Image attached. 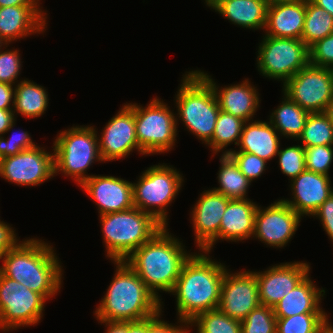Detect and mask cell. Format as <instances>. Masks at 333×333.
I'll return each instance as SVG.
<instances>
[{
	"instance_id": "obj_1",
	"label": "cell",
	"mask_w": 333,
	"mask_h": 333,
	"mask_svg": "<svg viewBox=\"0 0 333 333\" xmlns=\"http://www.w3.org/2000/svg\"><path fill=\"white\" fill-rule=\"evenodd\" d=\"M210 257L209 252L198 251L184 263L170 292L176 297L178 320L189 323L198 314L218 308L227 267Z\"/></svg>"
},
{
	"instance_id": "obj_2",
	"label": "cell",
	"mask_w": 333,
	"mask_h": 333,
	"mask_svg": "<svg viewBox=\"0 0 333 333\" xmlns=\"http://www.w3.org/2000/svg\"><path fill=\"white\" fill-rule=\"evenodd\" d=\"M54 248L42 239H23L0 258V273L41 294L46 300L53 298L60 292L64 271Z\"/></svg>"
},
{
	"instance_id": "obj_3",
	"label": "cell",
	"mask_w": 333,
	"mask_h": 333,
	"mask_svg": "<svg viewBox=\"0 0 333 333\" xmlns=\"http://www.w3.org/2000/svg\"><path fill=\"white\" fill-rule=\"evenodd\" d=\"M167 228L160 229L124 260L162 305L159 291L170 293L173 290L184 263L193 254L187 252L182 241Z\"/></svg>"
},
{
	"instance_id": "obj_4",
	"label": "cell",
	"mask_w": 333,
	"mask_h": 333,
	"mask_svg": "<svg viewBox=\"0 0 333 333\" xmlns=\"http://www.w3.org/2000/svg\"><path fill=\"white\" fill-rule=\"evenodd\" d=\"M113 264L116 265L114 277L94 311L97 321H138L164 308L125 261H113Z\"/></svg>"
},
{
	"instance_id": "obj_5",
	"label": "cell",
	"mask_w": 333,
	"mask_h": 333,
	"mask_svg": "<svg viewBox=\"0 0 333 333\" xmlns=\"http://www.w3.org/2000/svg\"><path fill=\"white\" fill-rule=\"evenodd\" d=\"M182 76L174 101L177 128L181 120L188 132L207 144L220 113L218 100L210 83L197 70L187 71Z\"/></svg>"
},
{
	"instance_id": "obj_6",
	"label": "cell",
	"mask_w": 333,
	"mask_h": 333,
	"mask_svg": "<svg viewBox=\"0 0 333 333\" xmlns=\"http://www.w3.org/2000/svg\"><path fill=\"white\" fill-rule=\"evenodd\" d=\"M99 218L106 257L112 262L124 261L163 228L150 214L135 206Z\"/></svg>"
},
{
	"instance_id": "obj_7",
	"label": "cell",
	"mask_w": 333,
	"mask_h": 333,
	"mask_svg": "<svg viewBox=\"0 0 333 333\" xmlns=\"http://www.w3.org/2000/svg\"><path fill=\"white\" fill-rule=\"evenodd\" d=\"M53 145L54 175L61 172L80 186L92 175L87 170L94 162H102L98 132L94 126L76 125L59 131ZM87 174V175H86Z\"/></svg>"
},
{
	"instance_id": "obj_8",
	"label": "cell",
	"mask_w": 333,
	"mask_h": 333,
	"mask_svg": "<svg viewBox=\"0 0 333 333\" xmlns=\"http://www.w3.org/2000/svg\"><path fill=\"white\" fill-rule=\"evenodd\" d=\"M132 183L133 205L168 227L167 208L179 195L184 176L172 165L159 163L144 170Z\"/></svg>"
},
{
	"instance_id": "obj_9",
	"label": "cell",
	"mask_w": 333,
	"mask_h": 333,
	"mask_svg": "<svg viewBox=\"0 0 333 333\" xmlns=\"http://www.w3.org/2000/svg\"><path fill=\"white\" fill-rule=\"evenodd\" d=\"M173 111L157 97L150 100L145 107L134 103L137 141L146 156L174 149L178 129Z\"/></svg>"
},
{
	"instance_id": "obj_10",
	"label": "cell",
	"mask_w": 333,
	"mask_h": 333,
	"mask_svg": "<svg viewBox=\"0 0 333 333\" xmlns=\"http://www.w3.org/2000/svg\"><path fill=\"white\" fill-rule=\"evenodd\" d=\"M258 45L256 68L269 79L284 84L309 64V47L300 39L263 35Z\"/></svg>"
},
{
	"instance_id": "obj_11",
	"label": "cell",
	"mask_w": 333,
	"mask_h": 333,
	"mask_svg": "<svg viewBox=\"0 0 333 333\" xmlns=\"http://www.w3.org/2000/svg\"><path fill=\"white\" fill-rule=\"evenodd\" d=\"M46 301L41 294L0 273V330L7 332L38 324Z\"/></svg>"
},
{
	"instance_id": "obj_12",
	"label": "cell",
	"mask_w": 333,
	"mask_h": 333,
	"mask_svg": "<svg viewBox=\"0 0 333 333\" xmlns=\"http://www.w3.org/2000/svg\"><path fill=\"white\" fill-rule=\"evenodd\" d=\"M283 85L282 92L309 113L325 112L333 99V71L308 64Z\"/></svg>"
},
{
	"instance_id": "obj_13",
	"label": "cell",
	"mask_w": 333,
	"mask_h": 333,
	"mask_svg": "<svg viewBox=\"0 0 333 333\" xmlns=\"http://www.w3.org/2000/svg\"><path fill=\"white\" fill-rule=\"evenodd\" d=\"M37 145L0 159V177L21 186H38L54 175V153Z\"/></svg>"
},
{
	"instance_id": "obj_14",
	"label": "cell",
	"mask_w": 333,
	"mask_h": 333,
	"mask_svg": "<svg viewBox=\"0 0 333 333\" xmlns=\"http://www.w3.org/2000/svg\"><path fill=\"white\" fill-rule=\"evenodd\" d=\"M302 217L281 199L264 209L258 205L254 234L267 247L284 248L294 237Z\"/></svg>"
},
{
	"instance_id": "obj_15",
	"label": "cell",
	"mask_w": 333,
	"mask_h": 333,
	"mask_svg": "<svg viewBox=\"0 0 333 333\" xmlns=\"http://www.w3.org/2000/svg\"><path fill=\"white\" fill-rule=\"evenodd\" d=\"M101 131L98 144L104 163L125 159L133 150L146 155L137 141L133 102L122 105Z\"/></svg>"
},
{
	"instance_id": "obj_16",
	"label": "cell",
	"mask_w": 333,
	"mask_h": 333,
	"mask_svg": "<svg viewBox=\"0 0 333 333\" xmlns=\"http://www.w3.org/2000/svg\"><path fill=\"white\" fill-rule=\"evenodd\" d=\"M244 270L233 273L226 269L218 306L220 311L239 321L260 305L255 271Z\"/></svg>"
},
{
	"instance_id": "obj_17",
	"label": "cell",
	"mask_w": 333,
	"mask_h": 333,
	"mask_svg": "<svg viewBox=\"0 0 333 333\" xmlns=\"http://www.w3.org/2000/svg\"><path fill=\"white\" fill-rule=\"evenodd\" d=\"M200 194L190 217L197 248L210 253L219 241L221 219L230 199L212 189L204 190Z\"/></svg>"
},
{
	"instance_id": "obj_18",
	"label": "cell",
	"mask_w": 333,
	"mask_h": 333,
	"mask_svg": "<svg viewBox=\"0 0 333 333\" xmlns=\"http://www.w3.org/2000/svg\"><path fill=\"white\" fill-rule=\"evenodd\" d=\"M310 263L285 262L255 271L261 305L275 307L278 302L310 274Z\"/></svg>"
},
{
	"instance_id": "obj_19",
	"label": "cell",
	"mask_w": 333,
	"mask_h": 333,
	"mask_svg": "<svg viewBox=\"0 0 333 333\" xmlns=\"http://www.w3.org/2000/svg\"><path fill=\"white\" fill-rule=\"evenodd\" d=\"M80 187L96 203L99 216L134 207L131 181L109 175H92Z\"/></svg>"
},
{
	"instance_id": "obj_20",
	"label": "cell",
	"mask_w": 333,
	"mask_h": 333,
	"mask_svg": "<svg viewBox=\"0 0 333 333\" xmlns=\"http://www.w3.org/2000/svg\"><path fill=\"white\" fill-rule=\"evenodd\" d=\"M331 177L304 170L291 180V199H281L301 217L311 216L333 193Z\"/></svg>"
},
{
	"instance_id": "obj_21",
	"label": "cell",
	"mask_w": 333,
	"mask_h": 333,
	"mask_svg": "<svg viewBox=\"0 0 333 333\" xmlns=\"http://www.w3.org/2000/svg\"><path fill=\"white\" fill-rule=\"evenodd\" d=\"M42 6L0 7V37L7 43L32 34H43L47 29V15Z\"/></svg>"
},
{
	"instance_id": "obj_22",
	"label": "cell",
	"mask_w": 333,
	"mask_h": 333,
	"mask_svg": "<svg viewBox=\"0 0 333 333\" xmlns=\"http://www.w3.org/2000/svg\"><path fill=\"white\" fill-rule=\"evenodd\" d=\"M211 85L219 103L220 110L239 117L244 121H252L258 107L260 98L257 87L245 78L239 84L219 87L212 76L202 70H197Z\"/></svg>"
},
{
	"instance_id": "obj_23",
	"label": "cell",
	"mask_w": 333,
	"mask_h": 333,
	"mask_svg": "<svg viewBox=\"0 0 333 333\" xmlns=\"http://www.w3.org/2000/svg\"><path fill=\"white\" fill-rule=\"evenodd\" d=\"M305 13L306 0L268 5L264 35L301 40Z\"/></svg>"
},
{
	"instance_id": "obj_24",
	"label": "cell",
	"mask_w": 333,
	"mask_h": 333,
	"mask_svg": "<svg viewBox=\"0 0 333 333\" xmlns=\"http://www.w3.org/2000/svg\"><path fill=\"white\" fill-rule=\"evenodd\" d=\"M257 207L249 198L230 199L221 219L219 240L241 242L252 238Z\"/></svg>"
},
{
	"instance_id": "obj_25",
	"label": "cell",
	"mask_w": 333,
	"mask_h": 333,
	"mask_svg": "<svg viewBox=\"0 0 333 333\" xmlns=\"http://www.w3.org/2000/svg\"><path fill=\"white\" fill-rule=\"evenodd\" d=\"M309 274L273 307L276 318H288L303 313H326L321 301L325 289L319 288Z\"/></svg>"
},
{
	"instance_id": "obj_26",
	"label": "cell",
	"mask_w": 333,
	"mask_h": 333,
	"mask_svg": "<svg viewBox=\"0 0 333 333\" xmlns=\"http://www.w3.org/2000/svg\"><path fill=\"white\" fill-rule=\"evenodd\" d=\"M280 144V134L270 121L252 120L244 124L239 149H228V153L247 152L268 162L276 157Z\"/></svg>"
},
{
	"instance_id": "obj_27",
	"label": "cell",
	"mask_w": 333,
	"mask_h": 333,
	"mask_svg": "<svg viewBox=\"0 0 333 333\" xmlns=\"http://www.w3.org/2000/svg\"><path fill=\"white\" fill-rule=\"evenodd\" d=\"M232 24L251 30H265L268 2L266 0H225L214 8Z\"/></svg>"
},
{
	"instance_id": "obj_28",
	"label": "cell",
	"mask_w": 333,
	"mask_h": 333,
	"mask_svg": "<svg viewBox=\"0 0 333 333\" xmlns=\"http://www.w3.org/2000/svg\"><path fill=\"white\" fill-rule=\"evenodd\" d=\"M48 92L43 86L23 79L15 85L13 102L14 115H22L28 119L39 118L48 108Z\"/></svg>"
},
{
	"instance_id": "obj_29",
	"label": "cell",
	"mask_w": 333,
	"mask_h": 333,
	"mask_svg": "<svg viewBox=\"0 0 333 333\" xmlns=\"http://www.w3.org/2000/svg\"><path fill=\"white\" fill-rule=\"evenodd\" d=\"M281 103L269 115L273 127L286 139L297 141L301 136L309 112L283 94Z\"/></svg>"
},
{
	"instance_id": "obj_30",
	"label": "cell",
	"mask_w": 333,
	"mask_h": 333,
	"mask_svg": "<svg viewBox=\"0 0 333 333\" xmlns=\"http://www.w3.org/2000/svg\"><path fill=\"white\" fill-rule=\"evenodd\" d=\"M219 159L220 167L217 173L219 187H214L212 190L229 199H248L246 194L252 182L244 176L228 154H221Z\"/></svg>"
},
{
	"instance_id": "obj_31",
	"label": "cell",
	"mask_w": 333,
	"mask_h": 333,
	"mask_svg": "<svg viewBox=\"0 0 333 333\" xmlns=\"http://www.w3.org/2000/svg\"><path fill=\"white\" fill-rule=\"evenodd\" d=\"M246 121L220 110L212 139L206 144L214 154H228L227 147L234 143L238 146ZM226 149V150H224Z\"/></svg>"
},
{
	"instance_id": "obj_32",
	"label": "cell",
	"mask_w": 333,
	"mask_h": 333,
	"mask_svg": "<svg viewBox=\"0 0 333 333\" xmlns=\"http://www.w3.org/2000/svg\"><path fill=\"white\" fill-rule=\"evenodd\" d=\"M333 33V16L322 7L306 0L305 22L301 40L310 47Z\"/></svg>"
},
{
	"instance_id": "obj_33",
	"label": "cell",
	"mask_w": 333,
	"mask_h": 333,
	"mask_svg": "<svg viewBox=\"0 0 333 333\" xmlns=\"http://www.w3.org/2000/svg\"><path fill=\"white\" fill-rule=\"evenodd\" d=\"M305 147L333 145V123L325 112L309 113L298 143Z\"/></svg>"
},
{
	"instance_id": "obj_34",
	"label": "cell",
	"mask_w": 333,
	"mask_h": 333,
	"mask_svg": "<svg viewBox=\"0 0 333 333\" xmlns=\"http://www.w3.org/2000/svg\"><path fill=\"white\" fill-rule=\"evenodd\" d=\"M326 313H303L277 318L276 333H322L331 323Z\"/></svg>"
},
{
	"instance_id": "obj_35",
	"label": "cell",
	"mask_w": 333,
	"mask_h": 333,
	"mask_svg": "<svg viewBox=\"0 0 333 333\" xmlns=\"http://www.w3.org/2000/svg\"><path fill=\"white\" fill-rule=\"evenodd\" d=\"M189 328L197 327V333H241V321L233 319L218 308L198 314Z\"/></svg>"
},
{
	"instance_id": "obj_36",
	"label": "cell",
	"mask_w": 333,
	"mask_h": 333,
	"mask_svg": "<svg viewBox=\"0 0 333 333\" xmlns=\"http://www.w3.org/2000/svg\"><path fill=\"white\" fill-rule=\"evenodd\" d=\"M273 308L259 305L241 321V333H276Z\"/></svg>"
},
{
	"instance_id": "obj_37",
	"label": "cell",
	"mask_w": 333,
	"mask_h": 333,
	"mask_svg": "<svg viewBox=\"0 0 333 333\" xmlns=\"http://www.w3.org/2000/svg\"><path fill=\"white\" fill-rule=\"evenodd\" d=\"M279 168L285 176H288L289 181L297 177L301 172L306 170L305 164V151L304 147L300 144L288 146L286 148H279L278 154Z\"/></svg>"
},
{
	"instance_id": "obj_38",
	"label": "cell",
	"mask_w": 333,
	"mask_h": 333,
	"mask_svg": "<svg viewBox=\"0 0 333 333\" xmlns=\"http://www.w3.org/2000/svg\"><path fill=\"white\" fill-rule=\"evenodd\" d=\"M306 170L329 176L333 162V145L305 147Z\"/></svg>"
},
{
	"instance_id": "obj_39",
	"label": "cell",
	"mask_w": 333,
	"mask_h": 333,
	"mask_svg": "<svg viewBox=\"0 0 333 333\" xmlns=\"http://www.w3.org/2000/svg\"><path fill=\"white\" fill-rule=\"evenodd\" d=\"M14 49V50H13ZM0 50V82L16 85L22 69V59L18 49ZM16 83V84H15Z\"/></svg>"
},
{
	"instance_id": "obj_40",
	"label": "cell",
	"mask_w": 333,
	"mask_h": 333,
	"mask_svg": "<svg viewBox=\"0 0 333 333\" xmlns=\"http://www.w3.org/2000/svg\"><path fill=\"white\" fill-rule=\"evenodd\" d=\"M228 155L238 165L239 170L251 182L261 177L266 170L267 161L247 152H229Z\"/></svg>"
},
{
	"instance_id": "obj_41",
	"label": "cell",
	"mask_w": 333,
	"mask_h": 333,
	"mask_svg": "<svg viewBox=\"0 0 333 333\" xmlns=\"http://www.w3.org/2000/svg\"><path fill=\"white\" fill-rule=\"evenodd\" d=\"M309 64L333 69V33L309 47Z\"/></svg>"
},
{
	"instance_id": "obj_42",
	"label": "cell",
	"mask_w": 333,
	"mask_h": 333,
	"mask_svg": "<svg viewBox=\"0 0 333 333\" xmlns=\"http://www.w3.org/2000/svg\"><path fill=\"white\" fill-rule=\"evenodd\" d=\"M14 133L8 139H5V135L0 136V159L16 155L21 151L35 148L37 146V144L31 139L28 131H19L17 134Z\"/></svg>"
},
{
	"instance_id": "obj_43",
	"label": "cell",
	"mask_w": 333,
	"mask_h": 333,
	"mask_svg": "<svg viewBox=\"0 0 333 333\" xmlns=\"http://www.w3.org/2000/svg\"><path fill=\"white\" fill-rule=\"evenodd\" d=\"M162 309L147 318V333H189V325L184 320H177L180 325L168 323L162 317Z\"/></svg>"
},
{
	"instance_id": "obj_44",
	"label": "cell",
	"mask_w": 333,
	"mask_h": 333,
	"mask_svg": "<svg viewBox=\"0 0 333 333\" xmlns=\"http://www.w3.org/2000/svg\"><path fill=\"white\" fill-rule=\"evenodd\" d=\"M312 216L320 220L328 238L333 242V193Z\"/></svg>"
},
{
	"instance_id": "obj_45",
	"label": "cell",
	"mask_w": 333,
	"mask_h": 333,
	"mask_svg": "<svg viewBox=\"0 0 333 333\" xmlns=\"http://www.w3.org/2000/svg\"><path fill=\"white\" fill-rule=\"evenodd\" d=\"M16 236L17 234L13 227L4 221H0V258L21 242Z\"/></svg>"
},
{
	"instance_id": "obj_46",
	"label": "cell",
	"mask_w": 333,
	"mask_h": 333,
	"mask_svg": "<svg viewBox=\"0 0 333 333\" xmlns=\"http://www.w3.org/2000/svg\"><path fill=\"white\" fill-rule=\"evenodd\" d=\"M15 86L0 82V109L13 110Z\"/></svg>"
},
{
	"instance_id": "obj_47",
	"label": "cell",
	"mask_w": 333,
	"mask_h": 333,
	"mask_svg": "<svg viewBox=\"0 0 333 333\" xmlns=\"http://www.w3.org/2000/svg\"><path fill=\"white\" fill-rule=\"evenodd\" d=\"M16 118L13 110L0 109V136L13 130L17 120Z\"/></svg>"
},
{
	"instance_id": "obj_48",
	"label": "cell",
	"mask_w": 333,
	"mask_h": 333,
	"mask_svg": "<svg viewBox=\"0 0 333 333\" xmlns=\"http://www.w3.org/2000/svg\"><path fill=\"white\" fill-rule=\"evenodd\" d=\"M105 325V333H127V322L99 321Z\"/></svg>"
},
{
	"instance_id": "obj_49",
	"label": "cell",
	"mask_w": 333,
	"mask_h": 333,
	"mask_svg": "<svg viewBox=\"0 0 333 333\" xmlns=\"http://www.w3.org/2000/svg\"><path fill=\"white\" fill-rule=\"evenodd\" d=\"M127 333H147V318L127 322Z\"/></svg>"
},
{
	"instance_id": "obj_50",
	"label": "cell",
	"mask_w": 333,
	"mask_h": 333,
	"mask_svg": "<svg viewBox=\"0 0 333 333\" xmlns=\"http://www.w3.org/2000/svg\"><path fill=\"white\" fill-rule=\"evenodd\" d=\"M40 0H0V7L7 6H40Z\"/></svg>"
},
{
	"instance_id": "obj_51",
	"label": "cell",
	"mask_w": 333,
	"mask_h": 333,
	"mask_svg": "<svg viewBox=\"0 0 333 333\" xmlns=\"http://www.w3.org/2000/svg\"><path fill=\"white\" fill-rule=\"evenodd\" d=\"M314 4L322 7L333 16V0H311Z\"/></svg>"
},
{
	"instance_id": "obj_52",
	"label": "cell",
	"mask_w": 333,
	"mask_h": 333,
	"mask_svg": "<svg viewBox=\"0 0 333 333\" xmlns=\"http://www.w3.org/2000/svg\"><path fill=\"white\" fill-rule=\"evenodd\" d=\"M325 113L328 115L329 119L333 123V99L329 102V104L325 110Z\"/></svg>"
},
{
	"instance_id": "obj_53",
	"label": "cell",
	"mask_w": 333,
	"mask_h": 333,
	"mask_svg": "<svg viewBox=\"0 0 333 333\" xmlns=\"http://www.w3.org/2000/svg\"><path fill=\"white\" fill-rule=\"evenodd\" d=\"M268 5L278 4V3H287V2H297L302 0H266Z\"/></svg>"
},
{
	"instance_id": "obj_54",
	"label": "cell",
	"mask_w": 333,
	"mask_h": 333,
	"mask_svg": "<svg viewBox=\"0 0 333 333\" xmlns=\"http://www.w3.org/2000/svg\"><path fill=\"white\" fill-rule=\"evenodd\" d=\"M207 7L213 9L219 2L225 0H204Z\"/></svg>"
},
{
	"instance_id": "obj_55",
	"label": "cell",
	"mask_w": 333,
	"mask_h": 333,
	"mask_svg": "<svg viewBox=\"0 0 333 333\" xmlns=\"http://www.w3.org/2000/svg\"><path fill=\"white\" fill-rule=\"evenodd\" d=\"M9 46V44H7L1 37H0V50L2 48H7Z\"/></svg>"
},
{
	"instance_id": "obj_56",
	"label": "cell",
	"mask_w": 333,
	"mask_h": 333,
	"mask_svg": "<svg viewBox=\"0 0 333 333\" xmlns=\"http://www.w3.org/2000/svg\"><path fill=\"white\" fill-rule=\"evenodd\" d=\"M322 333H333V325H329Z\"/></svg>"
}]
</instances>
